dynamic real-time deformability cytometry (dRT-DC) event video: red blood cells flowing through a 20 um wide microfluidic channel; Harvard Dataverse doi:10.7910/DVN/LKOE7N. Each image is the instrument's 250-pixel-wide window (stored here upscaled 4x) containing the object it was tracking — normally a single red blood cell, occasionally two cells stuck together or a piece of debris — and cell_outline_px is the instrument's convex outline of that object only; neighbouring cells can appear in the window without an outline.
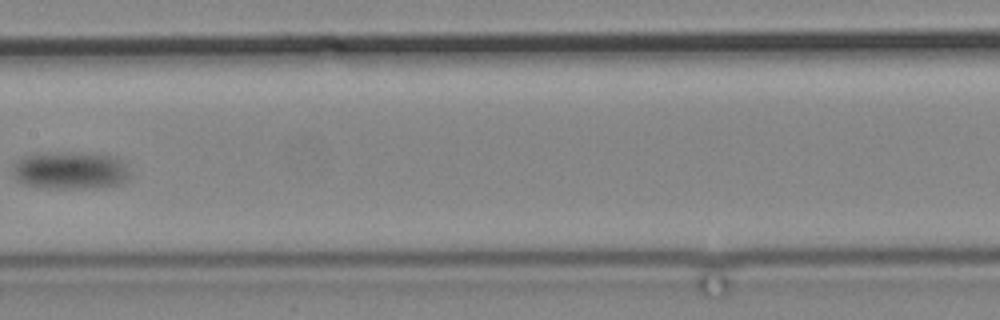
{"species": "common noctule bat (a hibernating species)", "species_latin": "Nyctalus noctula", "temperature_condition": "cold", "stored_images_in_passage": 18, "camera_frame_rate_fps": 3000, "um_per_image_px": 0.085, "animal": {"sex": "male", "body_mass_g": 19.2, "forearm_length_mm": 51.8}, "frame": {"image": 1, "passage_image": 16, "time_ms": 19.0, "image_size_px": [1000, 320], "cell_outline_px": [[128, 176], [120, 184], [96, 188], [44, 188], [24, 184], [16, 180], [12, 168], [16, 160], [24, 156], [36, 152], [92, 152], [116, 156], [124, 164], [128, 172]], "centroid_in_image_um": [5.93, 14.46], "position_along_channel_um": 201.5, "area_um2": 26.18}}
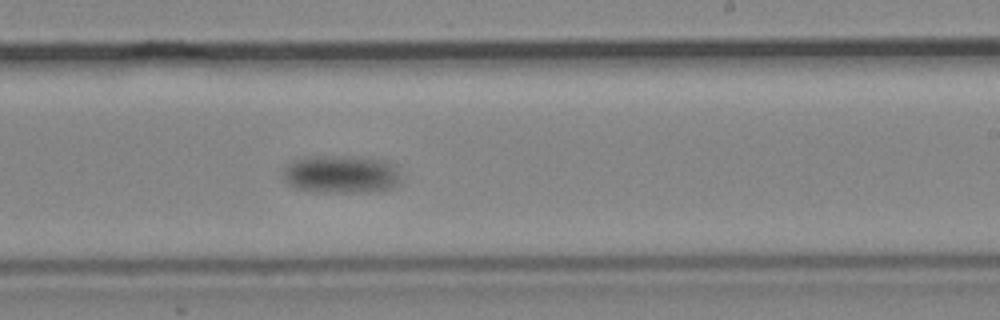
{"frame": {"image": 2, "passage_image": 18, "time_ms": 21.333, "image_size_px": [1000, 320], "cell_outline_px": [[396, 184], [388, 188], [364, 192], [312, 192], [296, 188], [288, 184], [284, 180], [284, 164], [292, 160], [308, 156], [352, 156], [384, 160], [392, 164], [396, 172]], "centroid_in_image_um": [28.86, 14.8], "position_along_channel_um": 260.1, "area_um2": 25.84}}